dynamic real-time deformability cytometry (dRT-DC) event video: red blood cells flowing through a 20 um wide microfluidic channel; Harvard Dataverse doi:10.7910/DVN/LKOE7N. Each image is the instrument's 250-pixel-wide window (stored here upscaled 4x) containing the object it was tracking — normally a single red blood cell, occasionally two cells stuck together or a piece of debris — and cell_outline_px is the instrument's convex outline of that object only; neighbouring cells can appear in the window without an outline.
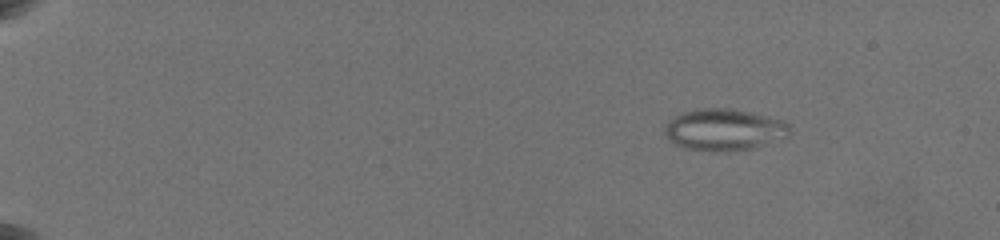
{"species": "common noctule bat (a hibernating species)", "species_latin": "Nyctalus noctula", "temperature_condition": "warm", "stored_images_in_passage": 64, "camera_frame_rate_fps": 3000, "um_per_image_px": 0.085, "animal": {"sex": "female", "body_mass_g": 19.5, "forearm_length_mm": 54.1}, "frame": {"image": 1, "passage_image": 14, "time_ms": 3.0, "image_size_px": [1000, 240], "cell_outline_px": [[788, 136], [752, 148], [732, 152], [712, 152], [684, 148], [668, 140], [664, 136], [664, 124], [676, 116], [684, 112], [700, 108], [728, 108], [752, 112], [784, 120], [788, 124]], "centroid_in_image_um": [61.5, 11.03], "position_along_channel_um": 23.5, "area_um2": 30.58}}
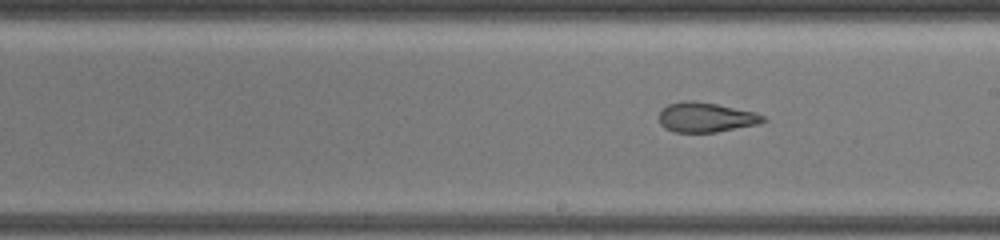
{"frame": {"image": 2, "passage_image": 49, "time_ms": 12.667, "image_size_px": [1000, 240], "cell_outline_px": [[768, 120], [760, 124], [716, 132], [676, 132], [664, 128], [660, 124], [660, 112], [668, 104], [684, 100], [692, 100], [716, 104], [756, 112], [764, 116]], "centroid_in_image_um": [60.03, 9.97], "position_along_channel_um": 229.0, "area_um2": 18.09}}
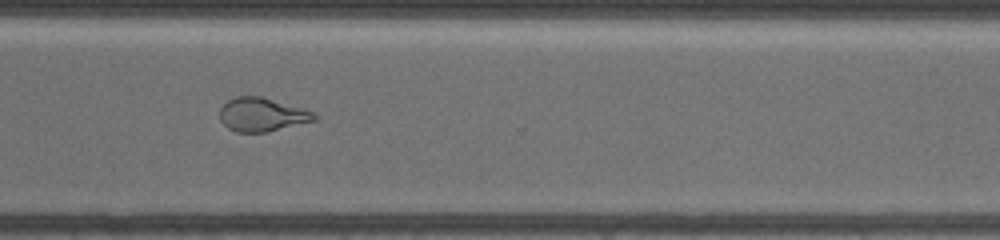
{"frame": {"image": 3, "passage_image": 63, "time_ms": 16.0, "image_size_px": [1000, 240], "cell_outline_px": [[316, 120], [268, 132], [236, 132], [228, 128], [220, 120], [220, 108], [228, 100], [236, 96], [260, 96], [304, 108], [316, 112]], "centroid_in_image_um": [22.28, 9.74], "position_along_channel_um": 348.3, "area_um2": 18.61}}